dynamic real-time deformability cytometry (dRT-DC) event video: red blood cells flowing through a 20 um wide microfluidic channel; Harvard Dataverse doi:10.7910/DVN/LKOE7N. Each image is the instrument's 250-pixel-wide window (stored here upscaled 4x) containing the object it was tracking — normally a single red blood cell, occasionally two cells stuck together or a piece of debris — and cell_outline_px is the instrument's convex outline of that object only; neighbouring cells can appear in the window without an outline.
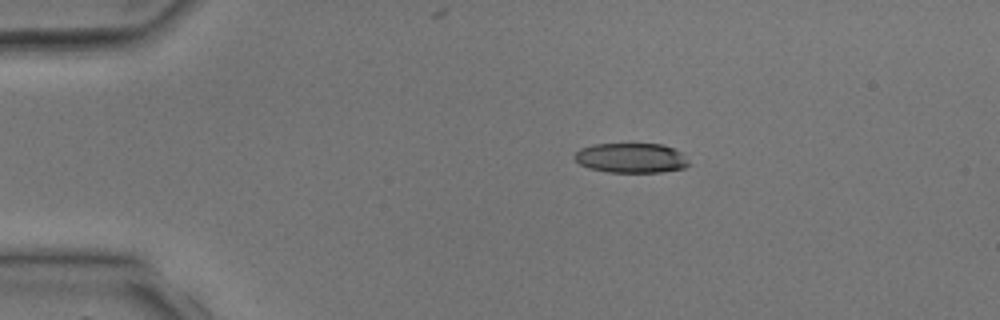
{"species": "common noctule bat (a hibernating species)", "species_latin": "Nyctalus noctula", "temperature_condition": "room temperature", "stored_images_in_passage": 3, "camera_frame_rate_fps": 3000, "um_per_image_px": 0.085, "animal": {"sex": "male", "body_mass_g": 17.9, "forearm_length_mm": 54.2}, "frame": {"image": 1, "passage_image": 2, "time_ms": 1.333, "image_size_px": [1000, 320], "cell_outline_px": [[692, 164], [684, 168], [660, 172], [608, 172], [588, 168], [580, 164], [572, 156], [580, 148], [592, 144], [664, 144], [676, 148]], "centroid_in_image_um": [53.66, 13.42], "position_along_channel_um": 31.3, "area_um2": 20.06}}